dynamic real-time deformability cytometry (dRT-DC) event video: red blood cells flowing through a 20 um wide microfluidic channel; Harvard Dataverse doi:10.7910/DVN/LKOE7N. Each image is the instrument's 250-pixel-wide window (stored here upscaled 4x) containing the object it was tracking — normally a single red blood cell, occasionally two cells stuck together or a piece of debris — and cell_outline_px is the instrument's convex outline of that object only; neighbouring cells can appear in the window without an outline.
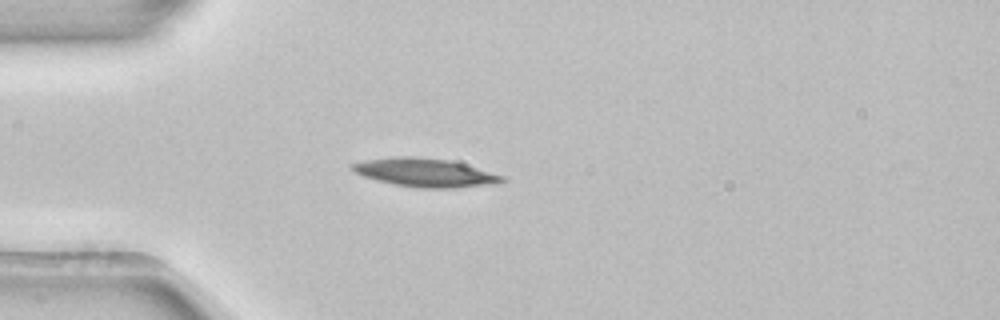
{"species": "common noctule bat (a hibernating species)", "species_latin": "Nyctalus noctula", "temperature_condition": "room temperature", "stored_images_in_passage": 2, "camera_frame_rate_fps": 3000, "um_per_image_px": 0.085, "animal": {"sex": "female", "body_mass_g": 22.7, "forearm_length_mm": 54.2}, "frame": {"image": 1, "passage_image": 2, "time_ms": 0.333, "image_size_px": [1000, 320], "cell_outline_px": [[508, 180], [500, 184], [456, 188], [420, 188], [396, 184], [376, 180], [364, 176], [348, 168], [352, 164], [364, 160], [396, 156], [412, 156], [448, 160], [504, 176]], "centroid_in_image_um": [36.16, 14.68], "position_along_channel_um": 48.8, "area_um2": 24.8}}